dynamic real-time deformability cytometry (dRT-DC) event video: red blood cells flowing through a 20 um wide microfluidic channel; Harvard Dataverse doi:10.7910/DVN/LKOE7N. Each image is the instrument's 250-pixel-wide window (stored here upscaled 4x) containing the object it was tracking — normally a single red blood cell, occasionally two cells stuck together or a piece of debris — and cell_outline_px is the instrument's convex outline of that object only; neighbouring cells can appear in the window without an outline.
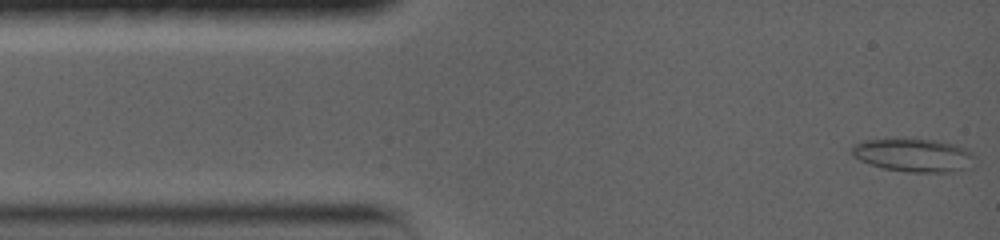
{"species": "common noctule bat (a hibernating species)", "species_latin": "Nyctalus noctula", "temperature_condition": "warm", "stored_images_in_passage": 45, "camera_frame_rate_fps": 5000, "um_per_image_px": 0.085, "animal": {"sex": "female", "body_mass_g": 19.0, "forearm_length_mm": 56.7}, "frame": {"image": 1, "passage_image": 1, "time_ms": 0.0, "image_size_px": [1000, 240], "cell_outline_px": [[972, 168], [948, 172], [904, 172], [884, 168], [868, 164], [852, 156], [848, 148], [852, 144], [864, 140], [904, 136], [940, 140], [956, 144], [968, 148], [972, 152]], "centroid_in_image_um": [77.6, 13.14], "position_along_channel_um": 7.4, "area_um2": 25.09}}
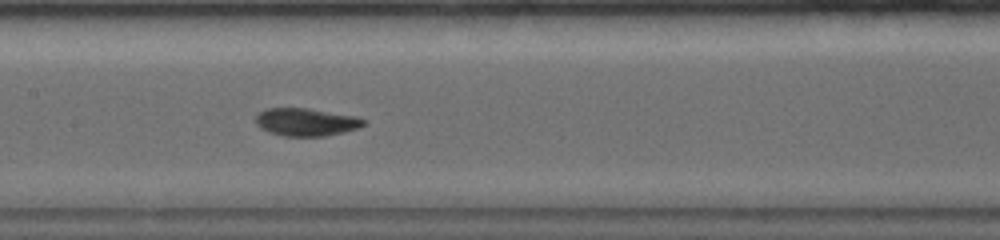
{"frame": {"image": 2, "passage_image": 19, "time_ms": 6.8, "image_size_px": [1000, 240], "cell_outline_px": [[364, 124], [360, 128], [344, 132], [324, 136], [284, 136], [268, 132], [260, 128], [256, 124], [256, 116], [260, 112], [268, 108], [308, 108], [356, 116], [364, 120]], "centroid_in_image_um": [26.01, 10.38], "position_along_channel_um": 181.4, "area_um2": 17.46}}
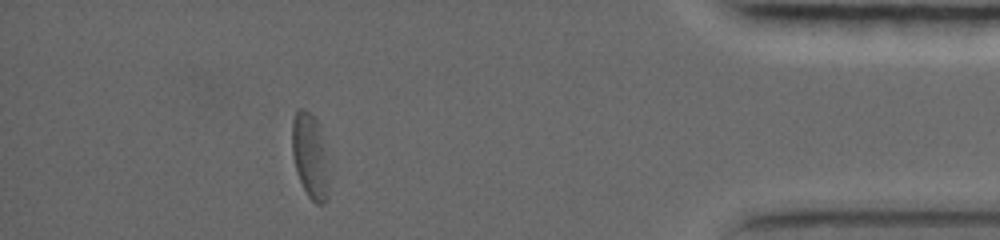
{"frame": {"image": 3, "passage_image": 41, "time_ms": 14.4, "image_size_px": [1000, 240], "cell_outline_px": [[328, 196], [324, 204], [316, 204], [308, 196], [296, 172], [292, 156], [292, 120], [296, 112], [300, 108], [304, 108], [316, 120], [320, 128], [328, 180]], "centroid_in_image_um": [26.32, 13.27], "position_along_channel_um": 408.9, "area_um2": 17.8}, "authors_computed_cell_mechanics": {"area_um2": 17.9758, "velocity_mm_per_s": 3.6311, "shape_relaxation_time_tau1_ms": 5.1185, "shape_relaxation_time_tau2_ms": 2.4349, "deformation_change_tau1": 0.1514, "deformation_change_tau2": 0.0802}}